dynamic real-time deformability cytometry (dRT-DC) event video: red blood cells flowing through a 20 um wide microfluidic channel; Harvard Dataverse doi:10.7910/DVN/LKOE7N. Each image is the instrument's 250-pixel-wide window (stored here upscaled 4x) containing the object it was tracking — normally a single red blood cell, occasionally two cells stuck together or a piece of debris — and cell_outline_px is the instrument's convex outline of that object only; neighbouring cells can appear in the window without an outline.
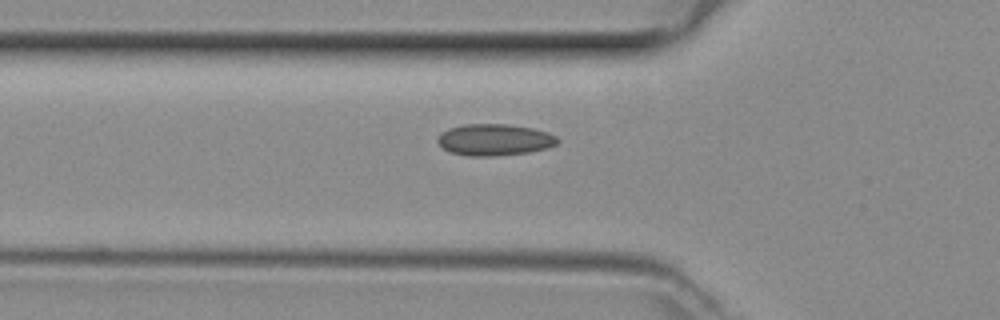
{"species": "common noctule bat (a hibernating species)", "species_latin": "Nyctalus noctula", "temperature_condition": "room temperature", "stored_images_in_passage": 35, "camera_frame_rate_fps": 3000, "um_per_image_px": 0.085, "animal": {"sex": "female", "body_mass_g": 29.2, "forearm_length_mm": 56.3}, "frame": {"image": 1, "passage_image": 8, "time_ms": 2.333, "image_size_px": [1000, 320], "cell_outline_px": [[560, 140], [556, 144], [548, 148], [528, 152], [496, 156], [468, 156], [452, 152], [444, 148], [436, 140], [440, 132], [448, 128], [464, 124], [508, 124], [532, 128], [548, 132], [556, 136]], "centroid_in_image_um": [42.03, 11.87], "position_along_channel_um": 83.8, "area_um2": 22.14}}
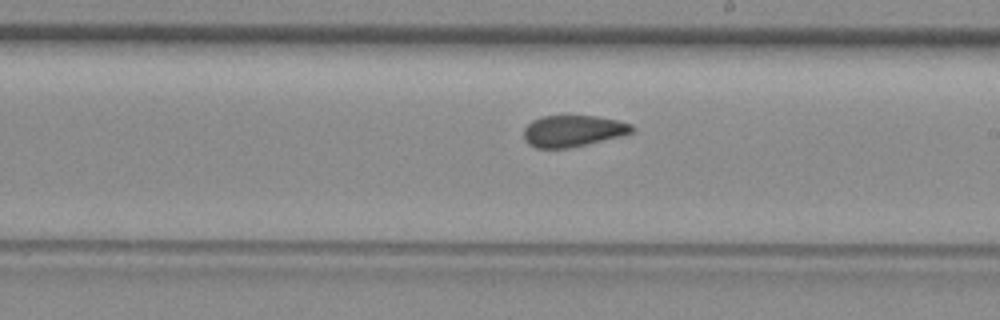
{"frame": {"image": 2, "passage_image": 19, "time_ms": 6.0, "image_size_px": [1000, 320], "cell_outline_px": [[636, 128], [632, 132], [620, 136], [588, 144], [568, 148], [536, 148], [528, 144], [524, 140], [524, 128], [532, 120], [544, 116], [596, 116], [616, 120], [632, 124]], "centroid_in_image_um": [48.69, 11.13], "position_along_channel_um": 240.3, "area_um2": 19.83}}
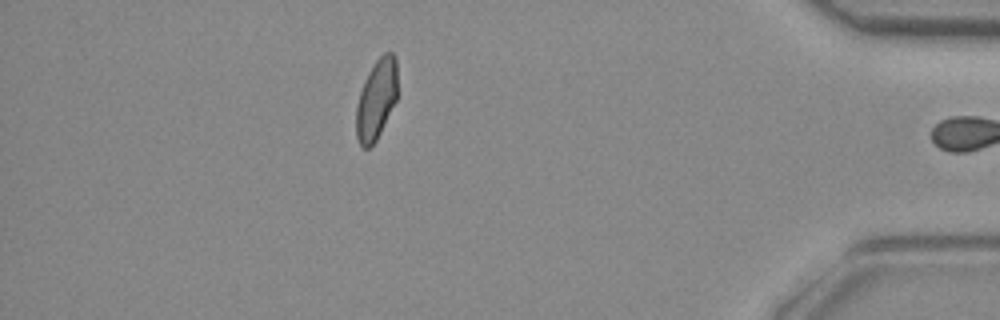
{"frame": {"image": 3, "passage_image": 34, "time_ms": 11.0, "image_size_px": [1000, 320], "cell_outline_px": [[396, 100], [376, 140], [368, 148], [364, 148], [360, 144], [356, 136], [356, 104], [364, 80], [368, 72], [376, 60], [384, 52], [392, 52], [396, 56]], "centroid_in_image_um": [31.97, 8.42], "position_along_channel_um": 403.2, "area_um2": 19.07}}